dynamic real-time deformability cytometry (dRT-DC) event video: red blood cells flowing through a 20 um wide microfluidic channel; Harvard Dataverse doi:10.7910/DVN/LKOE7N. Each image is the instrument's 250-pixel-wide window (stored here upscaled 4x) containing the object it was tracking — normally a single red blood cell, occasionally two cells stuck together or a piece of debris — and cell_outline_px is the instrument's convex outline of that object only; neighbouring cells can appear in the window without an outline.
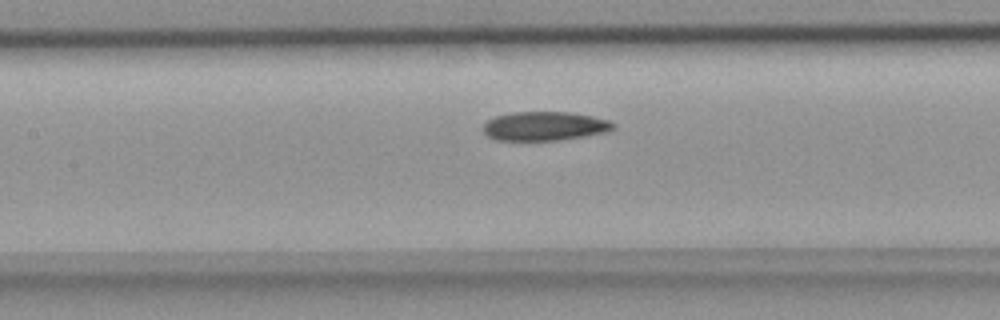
{"species": "common noctule bat (a hibernating species)", "species_latin": "Nyctalus noctula", "temperature_condition": "room temperature", "stored_images_in_passage": 36, "camera_frame_rate_fps": 3000, "um_per_image_px": 0.085, "animal": {"sex": "female", "body_mass_g": 18.4}, "frame": {"image": 1, "passage_image": 11, "time_ms": 3.333, "image_size_px": [1000, 320], "cell_outline_px": [[616, 128], [608, 132], [584, 136], [556, 140], [496, 140], [488, 136], [484, 132], [484, 124], [488, 120], [496, 116], [512, 112], [568, 112], [592, 116], [608, 120], [616, 124]], "centroid_in_image_um": [46.32, 10.72], "position_along_channel_um": 161.1, "area_um2": 21.91}}
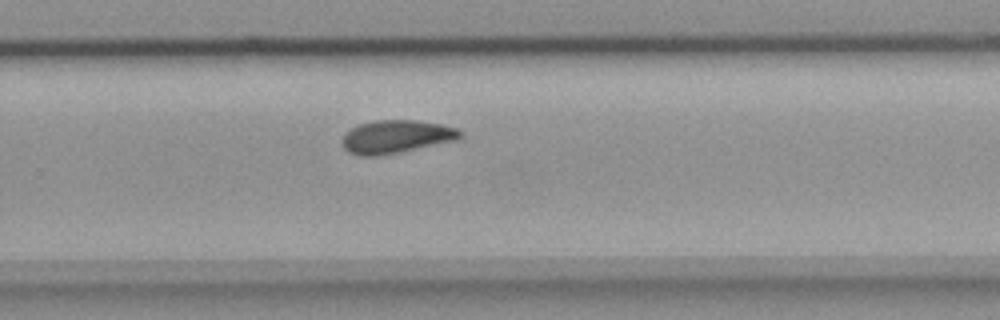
{"frame": {"image": 2, "passage_image": 21, "time_ms": 6.667, "image_size_px": [1000, 320], "cell_outline_px": [[464, 136], [460, 140], [376, 156], [360, 156], [348, 152], [340, 144], [340, 140], [344, 132], [360, 124], [376, 120], [416, 120], [440, 124], [456, 128], [464, 132]], "centroid_in_image_um": [33.68, 11.62], "position_along_channel_um": 296.1, "area_um2": 23.0}}
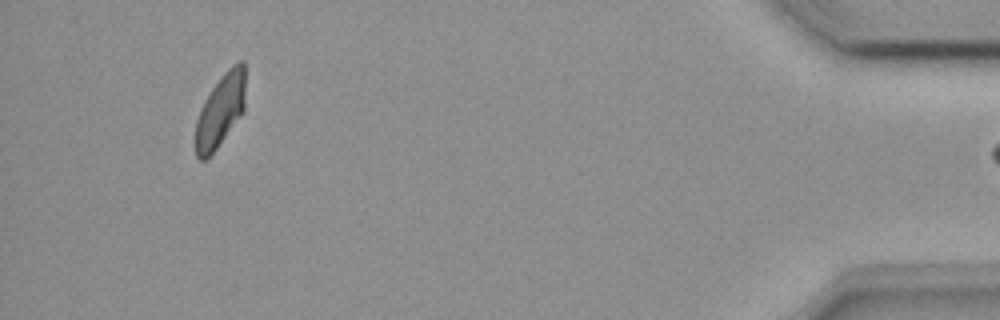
{"frame": {"image": 3, "passage_image": 35, "time_ms": 11.333, "image_size_px": [1000, 320], "cell_outline_px": [[244, 108], [240, 116], [216, 148], [204, 160], [200, 160], [196, 156], [196, 120], [200, 108], [204, 100], [212, 88], [224, 72], [232, 64], [240, 60], [244, 60]], "centroid_in_image_um": [18.73, 9.35], "position_along_channel_um": 416.5, "area_um2": 20.75}}